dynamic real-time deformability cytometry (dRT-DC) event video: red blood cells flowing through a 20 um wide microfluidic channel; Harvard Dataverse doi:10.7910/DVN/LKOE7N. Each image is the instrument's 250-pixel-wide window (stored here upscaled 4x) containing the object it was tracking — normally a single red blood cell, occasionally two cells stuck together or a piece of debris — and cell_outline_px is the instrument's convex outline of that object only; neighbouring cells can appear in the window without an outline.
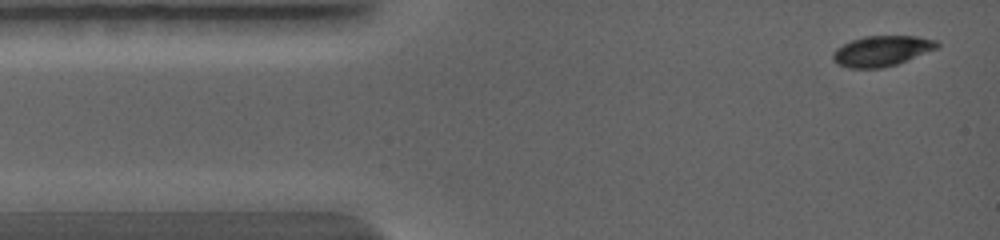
{"species": "common noctule bat (a hibernating species)", "species_latin": "Nyctalus noctula", "temperature_condition": "warm", "stored_images_in_passage": 31, "camera_frame_rate_fps": 5000, "um_per_image_px": 0.085, "animal": {"sex": "female", "body_mass_g": 19.0, "forearm_length_mm": 56.7}, "frame": {"image": 1, "passage_image": 1, "time_ms": 0.0, "image_size_px": [1000, 240], "cell_outline_px": [[940, 44], [936, 48], [896, 64], [880, 68], [848, 68], [836, 64], [832, 60], [832, 52], [836, 48], [852, 40], [864, 36], [916, 36], [936, 40]], "centroid_in_image_um": [74.88, 4.33], "position_along_channel_um": 10.1, "area_um2": 18.32}}
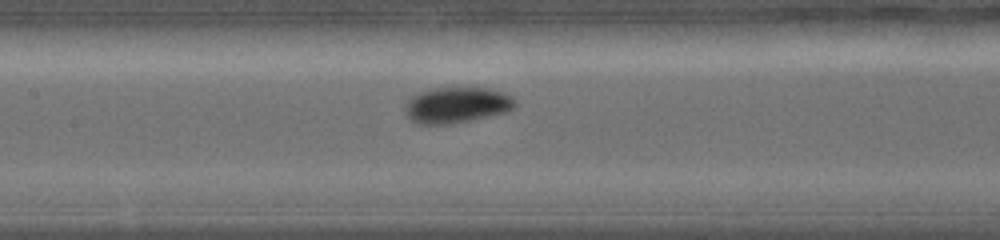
{"frame": {"image": 2, "passage_image": 14, "time_ms": 4.2, "image_size_px": [1000, 240], "cell_outline_px": [[516, 104], [512, 108], [504, 112], [452, 124], [420, 124], [412, 120], [408, 116], [404, 108], [408, 100], [412, 96], [420, 92], [432, 88], [488, 88], [512, 96], [516, 100]], "centroid_in_image_um": [38.8, 8.92], "position_along_channel_um": 168.6, "area_um2": 22.66}}
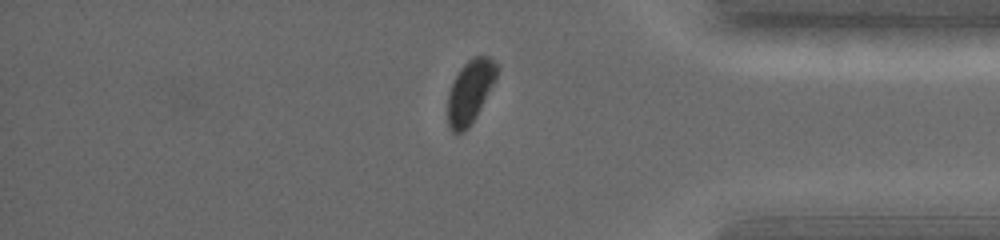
{"frame": {"image": 3, "passage_image": 27, "time_ms": 8.6, "image_size_px": [1000, 240], "cell_outline_px": [[500, 68], [496, 80], [476, 116], [468, 128], [464, 132], [452, 132], [448, 124], [448, 92], [460, 68], [468, 60], [476, 56], [488, 56], [500, 64]], "centroid_in_image_um": [40.0, 7.75], "position_along_channel_um": 395.2, "area_um2": 18.21}}